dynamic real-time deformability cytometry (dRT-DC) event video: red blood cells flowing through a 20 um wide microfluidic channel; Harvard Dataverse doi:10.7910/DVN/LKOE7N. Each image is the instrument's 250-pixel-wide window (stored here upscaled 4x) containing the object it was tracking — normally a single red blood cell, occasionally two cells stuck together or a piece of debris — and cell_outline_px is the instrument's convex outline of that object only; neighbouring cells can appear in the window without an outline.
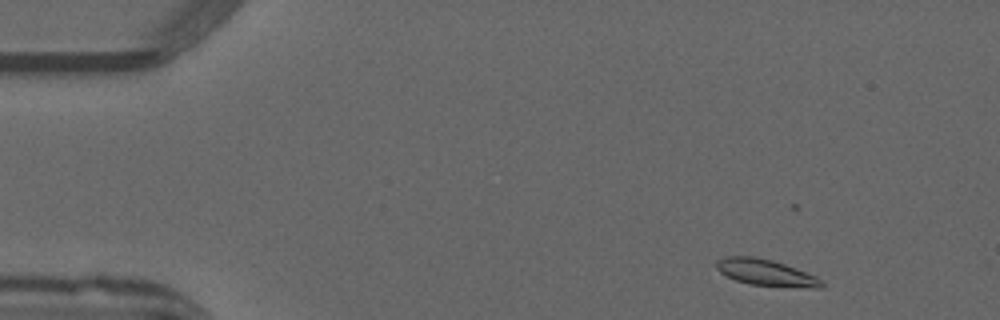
{"species": "common noctule bat (a hibernating species)", "species_latin": "Nyctalus noctula", "temperature_condition": "warm", "stored_images_in_passage": 49, "camera_frame_rate_fps": 3000, "um_per_image_px": 0.085, "animal": {"sex": "male", "forearm_length_mm": 52.5}, "frame": {"image": 1, "passage_image": 3, "time_ms": 0.667, "image_size_px": [1000, 320], "cell_outline_px": [[824, 284], [820, 288], [812, 288], [748, 284], [736, 280], [720, 272], [716, 268], [716, 260], [724, 256], [756, 256], [772, 260], [784, 264], [816, 276]], "centroid_in_image_um": [65.06, 23.16], "position_along_channel_um": 19.9, "area_um2": 16.07}}
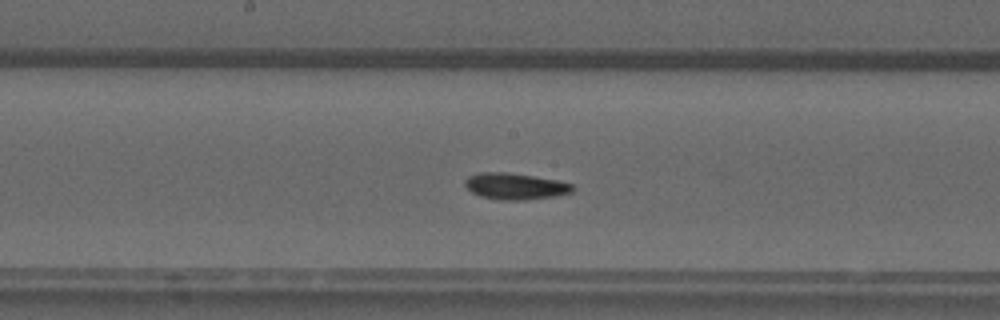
{"frame": {"image": 2, "passage_image": 24, "time_ms": 7.667, "image_size_px": [1000, 320], "cell_outline_px": [[576, 188], [572, 192], [556, 196], [524, 200], [500, 200], [480, 196], [472, 192], [464, 184], [464, 180], [468, 176], [480, 172], [504, 172], [560, 180], [572, 184]], "centroid_in_image_um": [43.81, 15.83], "position_along_channel_um": 204.4, "area_um2": 16.65}}
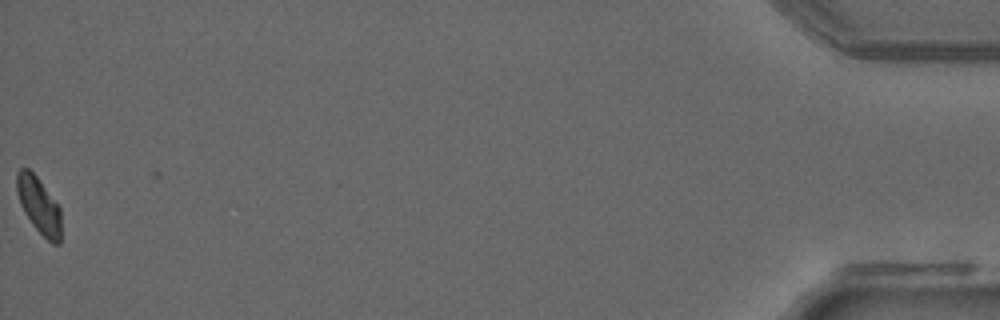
{"frame": {"image": 3, "passage_image": 49, "time_ms": 16.0, "image_size_px": [1000, 320], "cell_outline_px": [[60, 244], [52, 244], [32, 224], [24, 212], [20, 204], [16, 192], [16, 172], [20, 168], [28, 168], [36, 176], [60, 208]], "centroid_in_image_um": [3.27, 17.44], "position_along_channel_um": 431.9, "area_um2": 14.39}, "authors_computed_cell_mechanics": {"area_um2": 15.7794, "velocity_mm_per_s": 3.9698, "shape_relaxation_time_tau1_ms": 4.316, "shape_relaxation_time_tau2_ms": null, "deformation_change_tau1": 0.1441, "deformation_change_tau2": null}}